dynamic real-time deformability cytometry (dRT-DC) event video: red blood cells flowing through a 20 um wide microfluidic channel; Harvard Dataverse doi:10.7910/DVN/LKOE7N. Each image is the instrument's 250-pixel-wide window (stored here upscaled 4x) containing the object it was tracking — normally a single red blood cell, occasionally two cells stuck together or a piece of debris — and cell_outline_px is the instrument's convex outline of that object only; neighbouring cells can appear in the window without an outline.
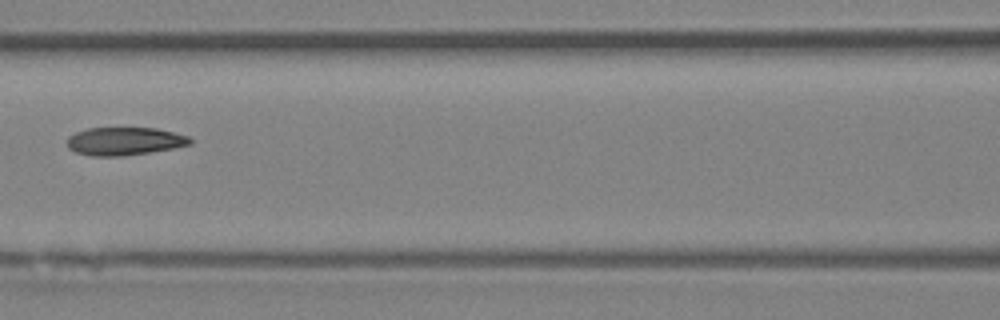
{"species": "Egyptian fruit bat (a non-hibernating species)", "species_latin": "Rousettus aegyptiacus", "temperature_condition": "room temperature", "stored_images_in_passage": 6, "camera_frame_rate_fps": 3000, "um_per_image_px": 0.085, "animal": {"sex": "female"}, "frame": {"image": 1, "passage_image": 6, "time_ms": 6.0, "image_size_px": [1000, 320], "cell_outline_px": [[192, 144], [172, 148], [124, 156], [92, 156], [76, 152], [68, 148], [68, 136], [76, 132], [88, 128], [156, 128], [188, 136], [192, 140]], "centroid_in_image_um": [10.57, 12.0], "position_along_channel_um": 156.0, "area_um2": 19.94}}